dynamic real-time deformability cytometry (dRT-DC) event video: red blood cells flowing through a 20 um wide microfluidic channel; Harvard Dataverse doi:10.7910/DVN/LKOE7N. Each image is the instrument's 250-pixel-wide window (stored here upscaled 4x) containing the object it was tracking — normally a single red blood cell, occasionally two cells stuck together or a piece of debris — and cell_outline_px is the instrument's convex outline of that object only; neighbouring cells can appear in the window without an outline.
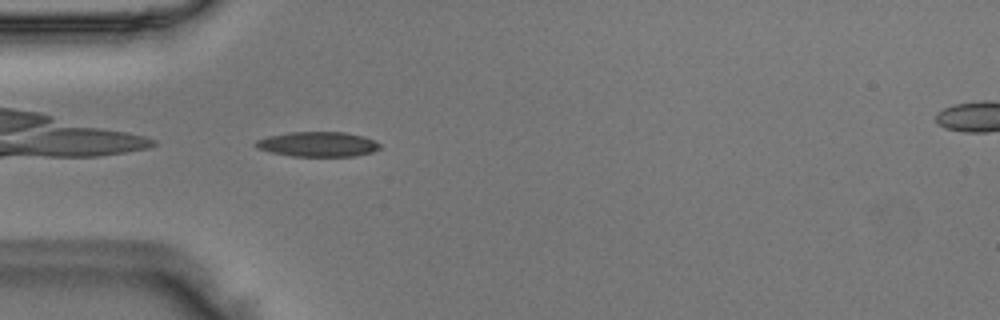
{"species": "Egyptian fruit bat (a non-hibernating species)", "species_latin": "Rousettus aegyptiacus", "temperature_condition": "room temperature", "stored_images_in_passage": 36, "camera_frame_rate_fps": 3000, "um_per_image_px": 0.085, "animal": {"sex": "male"}, "frame": {"image": 1, "passage_image": 1, "time_ms": 0.0, "image_size_px": [1000, 320], "cell_outline_px": [[380, 148], [372, 152], [356, 156], [292, 156], [272, 152], [256, 148], [252, 144], [256, 140], [268, 136], [288, 132], [344, 132], [364, 136], [380, 144]], "centroid_in_image_um": [26.98, 12.25], "position_along_channel_um": 58.0, "area_um2": 18.03}}
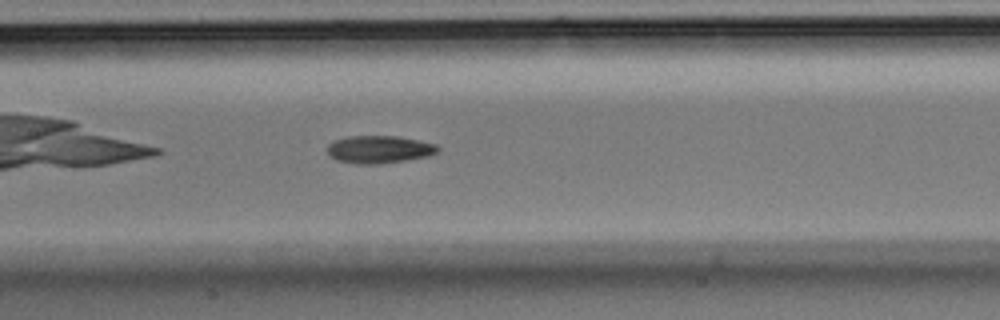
{"frame": {"image": 2, "passage_image": 10, "time_ms": 3.0, "image_size_px": [1000, 320], "cell_outline_px": [[440, 148], [436, 152], [428, 156], [408, 160], [380, 164], [356, 164], [336, 160], [328, 152], [328, 144], [336, 140], [348, 136], [396, 136], [436, 144]], "centroid_in_image_um": [32.23, 12.71], "position_along_channel_um": 175.2, "area_um2": 17.69}}
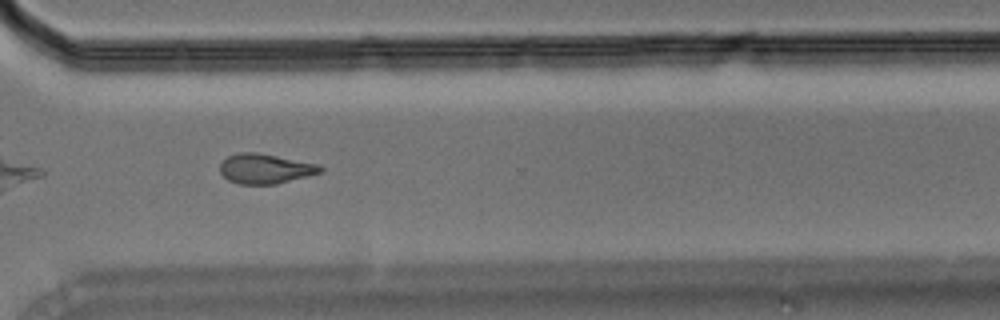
{"frame": {"image": 3, "passage_image": 23, "time_ms": 7.333, "image_size_px": [1000, 320], "cell_outline_px": [[324, 168], [320, 172], [308, 176], [276, 184], [240, 184], [228, 180], [220, 172], [220, 164], [228, 156], [240, 152], [256, 152], [320, 164]], "centroid_in_image_um": [22.55, 14.34], "position_along_channel_um": 348.0, "area_um2": 17.4}}